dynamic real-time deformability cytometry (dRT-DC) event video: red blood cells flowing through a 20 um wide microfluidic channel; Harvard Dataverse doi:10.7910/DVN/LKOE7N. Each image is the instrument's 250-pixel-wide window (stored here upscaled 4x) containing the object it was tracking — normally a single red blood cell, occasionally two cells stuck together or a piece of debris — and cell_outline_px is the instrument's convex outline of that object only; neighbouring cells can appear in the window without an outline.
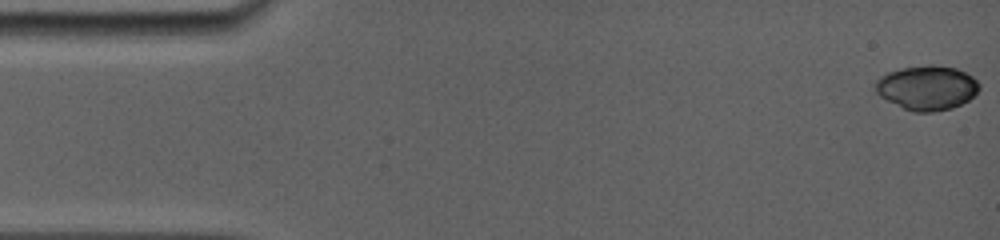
{"species": "common noctule bat (a hibernating species)", "species_latin": "Nyctalus noctula", "temperature_condition": "room temperature", "stored_images_in_passage": 21, "camera_frame_rate_fps": 5000, "um_per_image_px": 0.085, "animal": {"sex": "female", "body_mass_g": 19.0, "forearm_length_mm": 56.7}, "frame": {"image": 1, "passage_image": 1, "time_ms": 0.0, "image_size_px": [1000, 240], "cell_outline_px": [[980, 88], [968, 100], [952, 108], [932, 112], [912, 112], [880, 96], [876, 92], [876, 80], [880, 76], [888, 72], [900, 68], [928, 64], [932, 64], [956, 68], [972, 76], [980, 84]], "centroid_in_image_um": [78.79, 7.44], "position_along_channel_um": 6.2, "area_um2": 26.82}}
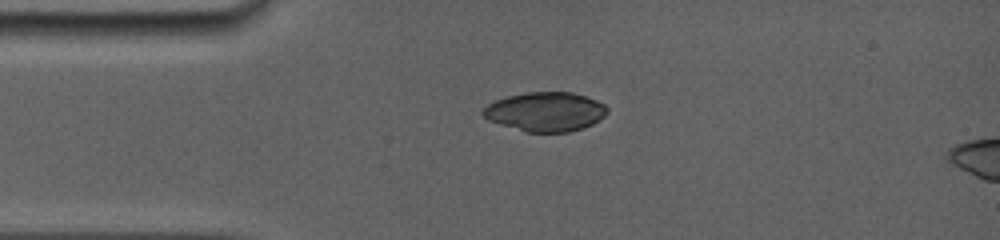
{"frame": {"image": 2, "passage_image": 18, "time_ms": 3.6, "image_size_px": [1000, 240], "cell_outline_px": [[608, 112], [604, 116], [592, 124], [568, 132], [524, 132], [488, 120], [480, 112], [488, 104], [496, 100], [508, 96], [528, 92], [572, 92], [596, 100], [604, 104], [608, 108]], "centroid_in_image_um": [46.35, 9.49], "position_along_channel_um": 38.7, "area_um2": 28.26}}